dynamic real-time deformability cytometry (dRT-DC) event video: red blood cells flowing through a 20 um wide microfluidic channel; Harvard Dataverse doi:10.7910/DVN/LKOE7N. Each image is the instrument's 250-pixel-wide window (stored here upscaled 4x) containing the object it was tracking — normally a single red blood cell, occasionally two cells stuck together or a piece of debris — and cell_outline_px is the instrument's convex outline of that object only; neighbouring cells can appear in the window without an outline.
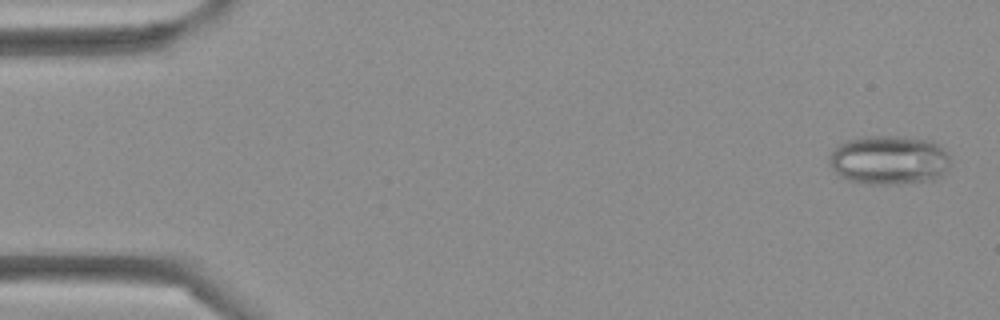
{"species": "Egyptian fruit bat (a non-hibernating species)", "species_latin": "Rousettus aegyptiacus", "temperature_condition": "cold", "stored_images_in_passage": 45, "camera_frame_rate_fps": 3000, "um_per_image_px": 0.085, "frame": {"image": 1, "passage_image": 2, "time_ms": 0.333, "image_size_px": [1000, 320], "cell_outline_px": [[952, 164], [944, 176], [936, 180], [896, 184], [860, 184], [848, 180], [840, 176], [828, 164], [828, 156], [840, 144], [848, 140], [864, 136], [896, 136], [932, 140], [940, 144], [948, 152]], "centroid_in_image_um": [75.64, 13.62], "position_along_channel_um": 9.4, "area_um2": 35.55}}
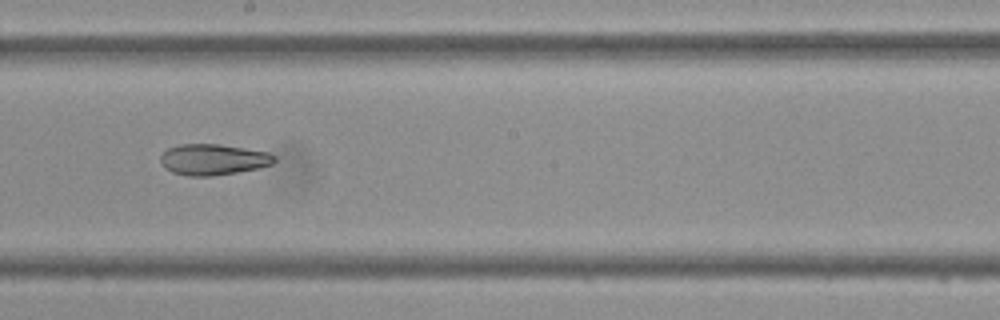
{"frame": {"image": 2, "passage_image": 25, "time_ms": 8.0, "image_size_px": [1000, 320], "cell_outline_px": [[276, 160], [272, 164], [260, 168], [236, 172], [208, 176], [188, 176], [172, 172], [164, 168], [160, 164], [160, 156], [168, 148], [180, 144], [220, 144], [268, 152], [276, 156]], "centroid_in_image_um": [18.11, 13.56], "position_along_channel_um": 230.1, "area_um2": 20.63}}
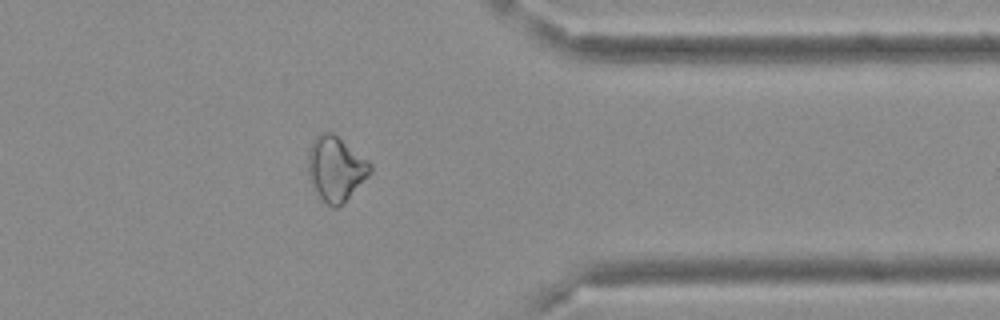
{"frame": {"image": 3, "passage_image": 36, "time_ms": 11.667, "image_size_px": [1000, 320], "cell_outline_px": [[372, 172], [336, 208], [332, 208], [316, 192], [308, 176], [308, 152], [312, 140], [320, 132], [332, 132], [372, 164]], "centroid_in_image_um": [28.51, 14.3], "position_along_channel_um": 382.9, "area_um2": 22.89}}